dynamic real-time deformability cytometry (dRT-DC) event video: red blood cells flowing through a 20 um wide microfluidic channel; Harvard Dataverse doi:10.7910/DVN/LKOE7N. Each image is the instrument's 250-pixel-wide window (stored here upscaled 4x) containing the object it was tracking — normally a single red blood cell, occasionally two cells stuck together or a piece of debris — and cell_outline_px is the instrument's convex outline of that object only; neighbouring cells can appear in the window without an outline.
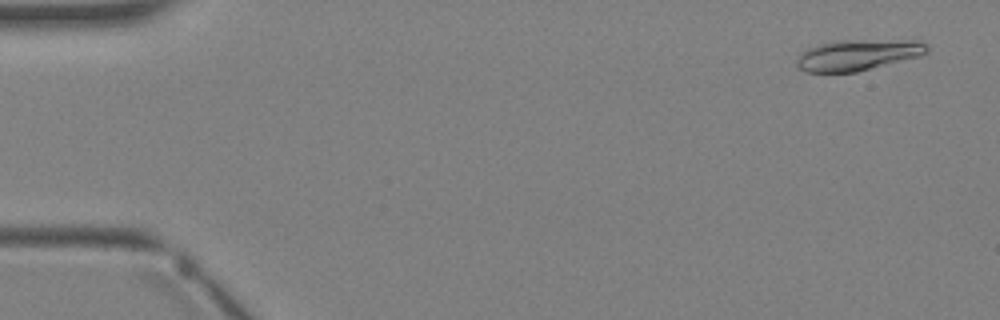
{"species": "Egyptian fruit bat (a non-hibernating species)", "species_latin": "Rousettus aegyptiacus", "temperature_condition": "warm", "stored_images_in_passage": 4, "camera_frame_rate_fps": 3000, "um_per_image_px": 0.085, "animal": {"sex": "female"}, "frame": {"image": 1, "passage_image": 1, "time_ms": 0.0, "image_size_px": [1000, 320], "cell_outline_px": [[928, 52], [920, 56], [856, 72], [804, 72], [796, 64], [796, 60], [808, 48], [816, 44], [832, 40], [920, 40], [928, 44]], "centroid_in_image_um": [72.94, 4.65], "position_along_channel_um": 12.1, "area_um2": 23.64}}
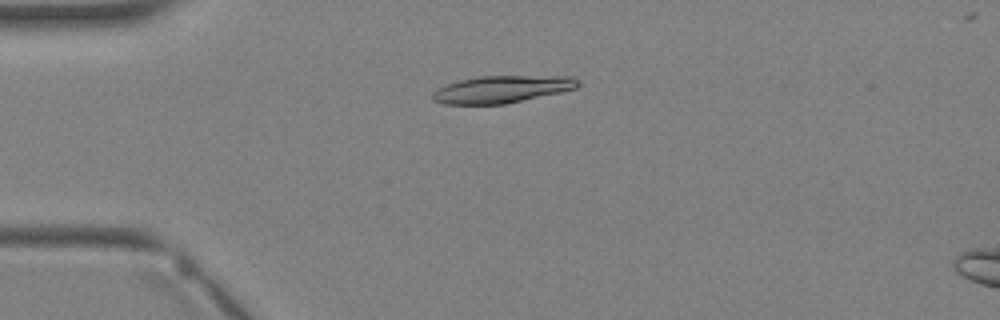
{"frame": {"image": 2, "passage_image": 3, "time_ms": 2.333, "image_size_px": [1000, 320], "cell_outline_px": [[580, 84], [576, 88], [560, 92], [504, 104], [444, 104], [432, 100], [432, 92], [436, 88], [444, 84], [460, 80], [480, 76], [572, 76], [580, 80]], "centroid_in_image_um": [42.63, 7.58], "position_along_channel_um": 42.4, "area_um2": 23.12}}